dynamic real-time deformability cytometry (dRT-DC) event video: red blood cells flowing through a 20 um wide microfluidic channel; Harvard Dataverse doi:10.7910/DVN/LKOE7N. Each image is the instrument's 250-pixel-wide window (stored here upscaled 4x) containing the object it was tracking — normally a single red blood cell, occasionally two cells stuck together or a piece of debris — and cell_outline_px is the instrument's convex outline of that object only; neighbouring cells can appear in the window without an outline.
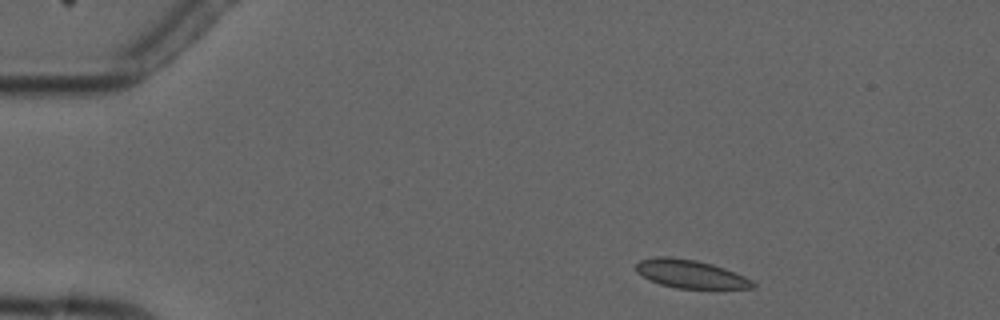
{"species": "common noctule bat (a hibernating species)", "species_latin": "Nyctalus noctula", "temperature_condition": "cold", "stored_images_in_passage": 3, "camera_frame_rate_fps": 3000, "um_per_image_px": 0.085, "animal": {"sex": "male", "forearm_length_mm": 52.5}, "frame": {"image": 1, "passage_image": 1, "time_ms": 0.0, "image_size_px": [1000, 320], "cell_outline_px": [[756, 288], [676, 288], [660, 284], [636, 272], [636, 264], [640, 260], [656, 256], [668, 256], [696, 260], [712, 264], [724, 268], [744, 276], [752, 280], [756, 284]], "centroid_in_image_um": [58.69, 23.28], "position_along_channel_um": 26.3, "area_um2": 19.07}}